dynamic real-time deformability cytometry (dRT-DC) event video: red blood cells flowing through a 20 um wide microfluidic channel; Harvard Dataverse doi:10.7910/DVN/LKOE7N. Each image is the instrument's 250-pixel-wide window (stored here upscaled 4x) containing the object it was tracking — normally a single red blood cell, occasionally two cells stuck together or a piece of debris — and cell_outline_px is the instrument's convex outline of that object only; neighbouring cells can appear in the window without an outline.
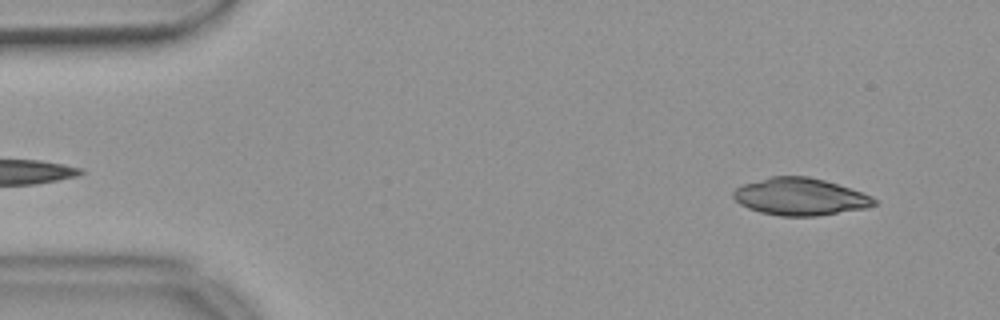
{"species": "common noctule bat (a hibernating species)", "species_latin": "Nyctalus noctula", "temperature_condition": "warm", "stored_images_in_passage": 53, "camera_frame_rate_fps": 3000, "um_per_image_px": 0.085, "animal": {"sex": "female", "body_mass_g": 18.4}, "frame": {"image": 1, "passage_image": 4, "time_ms": 1.0, "image_size_px": [1000, 320], "cell_outline_px": [[880, 204], [868, 208], [816, 216], [780, 216], [760, 212], [748, 208], [740, 204], [732, 196], [732, 192], [736, 188], [744, 184], [772, 176], [808, 176], [824, 180], [872, 196]], "centroid_in_image_um": [68.03, 16.73], "position_along_channel_um": 17.0, "area_um2": 30.52}}